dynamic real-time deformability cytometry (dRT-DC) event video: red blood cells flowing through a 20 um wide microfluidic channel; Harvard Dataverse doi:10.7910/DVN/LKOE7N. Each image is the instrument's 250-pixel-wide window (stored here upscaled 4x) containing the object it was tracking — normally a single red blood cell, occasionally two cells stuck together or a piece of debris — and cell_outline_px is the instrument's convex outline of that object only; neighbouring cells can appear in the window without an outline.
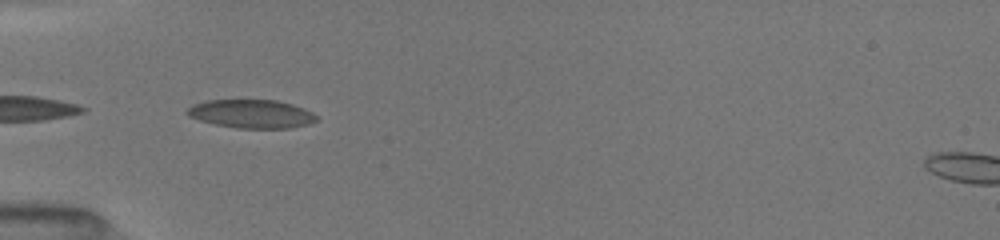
{"species": "common noctule bat (a hibernating species)", "species_latin": "Nyctalus noctula", "temperature_condition": "room temperature", "stored_images_in_passage": 5, "camera_frame_rate_fps": 3000, "um_per_image_px": 0.085, "animal": {"sex": "female", "body_mass_g": 19.5, "forearm_length_mm": 54.1}, "frame": {"image": 1, "passage_image": 3, "time_ms": 0.667, "image_size_px": [1000, 240], "cell_outline_px": [[316, 120], [308, 124], [288, 128], [236, 128], [216, 124], [200, 120], [188, 116], [184, 112], [188, 108], [196, 104], [208, 100], [276, 100], [292, 104], [312, 112], [316, 116]], "centroid_in_image_um": [21.36, 9.68], "position_along_channel_um": 63.6, "area_um2": 21.21}}